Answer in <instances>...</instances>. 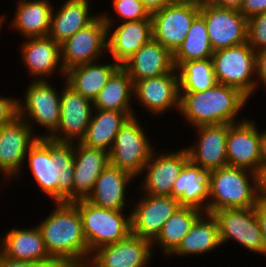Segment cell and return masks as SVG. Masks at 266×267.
Masks as SVG:
<instances>
[{
	"mask_svg": "<svg viewBox=\"0 0 266 267\" xmlns=\"http://www.w3.org/2000/svg\"><path fill=\"white\" fill-rule=\"evenodd\" d=\"M25 162L41 193L53 202H72L74 143L38 138L27 152Z\"/></svg>",
	"mask_w": 266,
	"mask_h": 267,
	"instance_id": "obj_1",
	"label": "cell"
},
{
	"mask_svg": "<svg viewBox=\"0 0 266 267\" xmlns=\"http://www.w3.org/2000/svg\"><path fill=\"white\" fill-rule=\"evenodd\" d=\"M248 101L239 89L216 82L202 92H180L179 113L193 129L202 125L235 124L246 119L237 117Z\"/></svg>",
	"mask_w": 266,
	"mask_h": 267,
	"instance_id": "obj_2",
	"label": "cell"
},
{
	"mask_svg": "<svg viewBox=\"0 0 266 267\" xmlns=\"http://www.w3.org/2000/svg\"><path fill=\"white\" fill-rule=\"evenodd\" d=\"M54 206L37 224L47 253L62 263L90 260L78 207L73 202H54Z\"/></svg>",
	"mask_w": 266,
	"mask_h": 267,
	"instance_id": "obj_3",
	"label": "cell"
},
{
	"mask_svg": "<svg viewBox=\"0 0 266 267\" xmlns=\"http://www.w3.org/2000/svg\"><path fill=\"white\" fill-rule=\"evenodd\" d=\"M208 177V213L256 207L261 200L260 175L252 170L226 166L208 172Z\"/></svg>",
	"mask_w": 266,
	"mask_h": 267,
	"instance_id": "obj_4",
	"label": "cell"
},
{
	"mask_svg": "<svg viewBox=\"0 0 266 267\" xmlns=\"http://www.w3.org/2000/svg\"><path fill=\"white\" fill-rule=\"evenodd\" d=\"M79 210L89 252L120 242L131 234V213L96 206L86 199L73 202Z\"/></svg>",
	"mask_w": 266,
	"mask_h": 267,
	"instance_id": "obj_5",
	"label": "cell"
},
{
	"mask_svg": "<svg viewBox=\"0 0 266 267\" xmlns=\"http://www.w3.org/2000/svg\"><path fill=\"white\" fill-rule=\"evenodd\" d=\"M212 62L217 83L235 87L249 99L255 94L256 52L248 42L214 52Z\"/></svg>",
	"mask_w": 266,
	"mask_h": 267,
	"instance_id": "obj_6",
	"label": "cell"
},
{
	"mask_svg": "<svg viewBox=\"0 0 266 267\" xmlns=\"http://www.w3.org/2000/svg\"><path fill=\"white\" fill-rule=\"evenodd\" d=\"M50 83L49 80L30 81L26 85L23 101L18 99V116L31 126L34 133L35 127L47 130L44 134L40 133V138H48L60 121L61 91Z\"/></svg>",
	"mask_w": 266,
	"mask_h": 267,
	"instance_id": "obj_7",
	"label": "cell"
},
{
	"mask_svg": "<svg viewBox=\"0 0 266 267\" xmlns=\"http://www.w3.org/2000/svg\"><path fill=\"white\" fill-rule=\"evenodd\" d=\"M137 116L130 117L116 134L109 153L110 165L130 173L135 178L140 177L145 164L153 150L143 125ZM145 131V132H144Z\"/></svg>",
	"mask_w": 266,
	"mask_h": 267,
	"instance_id": "obj_8",
	"label": "cell"
},
{
	"mask_svg": "<svg viewBox=\"0 0 266 267\" xmlns=\"http://www.w3.org/2000/svg\"><path fill=\"white\" fill-rule=\"evenodd\" d=\"M212 214L217 220L221 246L236 241L251 253L266 256L255 207L222 209Z\"/></svg>",
	"mask_w": 266,
	"mask_h": 267,
	"instance_id": "obj_9",
	"label": "cell"
},
{
	"mask_svg": "<svg viewBox=\"0 0 266 267\" xmlns=\"http://www.w3.org/2000/svg\"><path fill=\"white\" fill-rule=\"evenodd\" d=\"M60 121L48 139L59 143L81 142L86 135L94 110L93 101L83 97L62 78Z\"/></svg>",
	"mask_w": 266,
	"mask_h": 267,
	"instance_id": "obj_10",
	"label": "cell"
},
{
	"mask_svg": "<svg viewBox=\"0 0 266 267\" xmlns=\"http://www.w3.org/2000/svg\"><path fill=\"white\" fill-rule=\"evenodd\" d=\"M107 43V25L100 14L92 23L61 44V61L65 72L106 58Z\"/></svg>",
	"mask_w": 266,
	"mask_h": 267,
	"instance_id": "obj_11",
	"label": "cell"
},
{
	"mask_svg": "<svg viewBox=\"0 0 266 267\" xmlns=\"http://www.w3.org/2000/svg\"><path fill=\"white\" fill-rule=\"evenodd\" d=\"M133 97L142 109L153 117L163 113L179 112L180 85L178 70L157 77L146 78L134 83Z\"/></svg>",
	"mask_w": 266,
	"mask_h": 267,
	"instance_id": "obj_12",
	"label": "cell"
},
{
	"mask_svg": "<svg viewBox=\"0 0 266 267\" xmlns=\"http://www.w3.org/2000/svg\"><path fill=\"white\" fill-rule=\"evenodd\" d=\"M214 52L247 42V19L237 9L204 2L200 8Z\"/></svg>",
	"mask_w": 266,
	"mask_h": 267,
	"instance_id": "obj_13",
	"label": "cell"
},
{
	"mask_svg": "<svg viewBox=\"0 0 266 267\" xmlns=\"http://www.w3.org/2000/svg\"><path fill=\"white\" fill-rule=\"evenodd\" d=\"M156 150H153L140 174L144 177L138 189L140 193L153 196H171L176 178L189 160V155L184 147L168 153Z\"/></svg>",
	"mask_w": 266,
	"mask_h": 267,
	"instance_id": "obj_14",
	"label": "cell"
},
{
	"mask_svg": "<svg viewBox=\"0 0 266 267\" xmlns=\"http://www.w3.org/2000/svg\"><path fill=\"white\" fill-rule=\"evenodd\" d=\"M100 14L107 25V55L120 65L153 38L152 19L117 24L114 15L106 11Z\"/></svg>",
	"mask_w": 266,
	"mask_h": 267,
	"instance_id": "obj_15",
	"label": "cell"
},
{
	"mask_svg": "<svg viewBox=\"0 0 266 267\" xmlns=\"http://www.w3.org/2000/svg\"><path fill=\"white\" fill-rule=\"evenodd\" d=\"M38 138L19 116L0 127V168L11 180L22 175L26 154Z\"/></svg>",
	"mask_w": 266,
	"mask_h": 267,
	"instance_id": "obj_16",
	"label": "cell"
},
{
	"mask_svg": "<svg viewBox=\"0 0 266 267\" xmlns=\"http://www.w3.org/2000/svg\"><path fill=\"white\" fill-rule=\"evenodd\" d=\"M139 199L131 204V234L154 241L164 223L180 207L177 199L171 196H153L141 193Z\"/></svg>",
	"mask_w": 266,
	"mask_h": 267,
	"instance_id": "obj_17",
	"label": "cell"
},
{
	"mask_svg": "<svg viewBox=\"0 0 266 267\" xmlns=\"http://www.w3.org/2000/svg\"><path fill=\"white\" fill-rule=\"evenodd\" d=\"M201 6L168 5L151 14L153 38L174 54L182 45Z\"/></svg>",
	"mask_w": 266,
	"mask_h": 267,
	"instance_id": "obj_18",
	"label": "cell"
},
{
	"mask_svg": "<svg viewBox=\"0 0 266 267\" xmlns=\"http://www.w3.org/2000/svg\"><path fill=\"white\" fill-rule=\"evenodd\" d=\"M20 50L21 61L29 76H32V81L53 79L52 76L56 73L59 77L65 78L66 72L61 61V44L49 36L25 38Z\"/></svg>",
	"mask_w": 266,
	"mask_h": 267,
	"instance_id": "obj_19",
	"label": "cell"
},
{
	"mask_svg": "<svg viewBox=\"0 0 266 267\" xmlns=\"http://www.w3.org/2000/svg\"><path fill=\"white\" fill-rule=\"evenodd\" d=\"M260 140L261 131L255 120L247 117L244 121L229 124L226 144L228 166L246 168L259 174Z\"/></svg>",
	"mask_w": 266,
	"mask_h": 267,
	"instance_id": "obj_20",
	"label": "cell"
},
{
	"mask_svg": "<svg viewBox=\"0 0 266 267\" xmlns=\"http://www.w3.org/2000/svg\"><path fill=\"white\" fill-rule=\"evenodd\" d=\"M195 129L196 142L185 146L189 159L206 172L228 166L226 144L229 124L202 125Z\"/></svg>",
	"mask_w": 266,
	"mask_h": 267,
	"instance_id": "obj_21",
	"label": "cell"
},
{
	"mask_svg": "<svg viewBox=\"0 0 266 267\" xmlns=\"http://www.w3.org/2000/svg\"><path fill=\"white\" fill-rule=\"evenodd\" d=\"M154 252L152 241L130 234L94 251L90 261L96 267H147Z\"/></svg>",
	"mask_w": 266,
	"mask_h": 267,
	"instance_id": "obj_22",
	"label": "cell"
},
{
	"mask_svg": "<svg viewBox=\"0 0 266 267\" xmlns=\"http://www.w3.org/2000/svg\"><path fill=\"white\" fill-rule=\"evenodd\" d=\"M109 164L108 152L87 147L81 142L74 143L72 202L89 196L97 178Z\"/></svg>",
	"mask_w": 266,
	"mask_h": 267,
	"instance_id": "obj_23",
	"label": "cell"
},
{
	"mask_svg": "<svg viewBox=\"0 0 266 267\" xmlns=\"http://www.w3.org/2000/svg\"><path fill=\"white\" fill-rule=\"evenodd\" d=\"M135 179L130 173L109 164L97 178L86 200L106 209L125 210V206L132 204L128 203L127 195Z\"/></svg>",
	"mask_w": 266,
	"mask_h": 267,
	"instance_id": "obj_24",
	"label": "cell"
},
{
	"mask_svg": "<svg viewBox=\"0 0 266 267\" xmlns=\"http://www.w3.org/2000/svg\"><path fill=\"white\" fill-rule=\"evenodd\" d=\"M121 67L133 84L146 78L167 74L175 69L173 54L154 38L145 43Z\"/></svg>",
	"mask_w": 266,
	"mask_h": 267,
	"instance_id": "obj_25",
	"label": "cell"
},
{
	"mask_svg": "<svg viewBox=\"0 0 266 267\" xmlns=\"http://www.w3.org/2000/svg\"><path fill=\"white\" fill-rule=\"evenodd\" d=\"M171 197L177 199L180 206L194 207L208 213V172L189 159L176 178Z\"/></svg>",
	"mask_w": 266,
	"mask_h": 267,
	"instance_id": "obj_26",
	"label": "cell"
},
{
	"mask_svg": "<svg viewBox=\"0 0 266 267\" xmlns=\"http://www.w3.org/2000/svg\"><path fill=\"white\" fill-rule=\"evenodd\" d=\"M88 0H65L51 14L50 31L48 36L62 44L79 30L92 23L100 13H91Z\"/></svg>",
	"mask_w": 266,
	"mask_h": 267,
	"instance_id": "obj_27",
	"label": "cell"
},
{
	"mask_svg": "<svg viewBox=\"0 0 266 267\" xmlns=\"http://www.w3.org/2000/svg\"><path fill=\"white\" fill-rule=\"evenodd\" d=\"M10 28L22 38L45 37L50 31L53 2L50 0H18Z\"/></svg>",
	"mask_w": 266,
	"mask_h": 267,
	"instance_id": "obj_28",
	"label": "cell"
},
{
	"mask_svg": "<svg viewBox=\"0 0 266 267\" xmlns=\"http://www.w3.org/2000/svg\"><path fill=\"white\" fill-rule=\"evenodd\" d=\"M15 226L0 236L2 253L15 260L41 262L51 257L46 251L39 228H17Z\"/></svg>",
	"mask_w": 266,
	"mask_h": 267,
	"instance_id": "obj_29",
	"label": "cell"
},
{
	"mask_svg": "<svg viewBox=\"0 0 266 267\" xmlns=\"http://www.w3.org/2000/svg\"><path fill=\"white\" fill-rule=\"evenodd\" d=\"M135 111H112L94 109L86 135L81 141L87 147L110 153L116 134Z\"/></svg>",
	"mask_w": 266,
	"mask_h": 267,
	"instance_id": "obj_30",
	"label": "cell"
},
{
	"mask_svg": "<svg viewBox=\"0 0 266 267\" xmlns=\"http://www.w3.org/2000/svg\"><path fill=\"white\" fill-rule=\"evenodd\" d=\"M121 67L118 62L102 60L76 66L66 71L65 81L83 97L94 100L112 75Z\"/></svg>",
	"mask_w": 266,
	"mask_h": 267,
	"instance_id": "obj_31",
	"label": "cell"
},
{
	"mask_svg": "<svg viewBox=\"0 0 266 267\" xmlns=\"http://www.w3.org/2000/svg\"><path fill=\"white\" fill-rule=\"evenodd\" d=\"M221 247L217 220L211 213L203 212L194 222L188 234L170 257L199 256Z\"/></svg>",
	"mask_w": 266,
	"mask_h": 267,
	"instance_id": "obj_32",
	"label": "cell"
},
{
	"mask_svg": "<svg viewBox=\"0 0 266 267\" xmlns=\"http://www.w3.org/2000/svg\"><path fill=\"white\" fill-rule=\"evenodd\" d=\"M203 212L194 207L180 206L164 223L163 228L152 242L153 249H160L164 257H169L188 234L196 219Z\"/></svg>",
	"mask_w": 266,
	"mask_h": 267,
	"instance_id": "obj_33",
	"label": "cell"
},
{
	"mask_svg": "<svg viewBox=\"0 0 266 267\" xmlns=\"http://www.w3.org/2000/svg\"><path fill=\"white\" fill-rule=\"evenodd\" d=\"M134 84L128 73L120 67L93 100L94 109L134 111Z\"/></svg>",
	"mask_w": 266,
	"mask_h": 267,
	"instance_id": "obj_34",
	"label": "cell"
},
{
	"mask_svg": "<svg viewBox=\"0 0 266 267\" xmlns=\"http://www.w3.org/2000/svg\"><path fill=\"white\" fill-rule=\"evenodd\" d=\"M213 53L204 18L199 14L182 45L173 54L174 66L177 69L184 62L209 59Z\"/></svg>",
	"mask_w": 266,
	"mask_h": 267,
	"instance_id": "obj_35",
	"label": "cell"
},
{
	"mask_svg": "<svg viewBox=\"0 0 266 267\" xmlns=\"http://www.w3.org/2000/svg\"><path fill=\"white\" fill-rule=\"evenodd\" d=\"M177 70L180 92H202L216 83L212 58L184 62Z\"/></svg>",
	"mask_w": 266,
	"mask_h": 267,
	"instance_id": "obj_36",
	"label": "cell"
},
{
	"mask_svg": "<svg viewBox=\"0 0 266 267\" xmlns=\"http://www.w3.org/2000/svg\"><path fill=\"white\" fill-rule=\"evenodd\" d=\"M112 6L119 23L152 19L141 0H112Z\"/></svg>",
	"mask_w": 266,
	"mask_h": 267,
	"instance_id": "obj_37",
	"label": "cell"
},
{
	"mask_svg": "<svg viewBox=\"0 0 266 267\" xmlns=\"http://www.w3.org/2000/svg\"><path fill=\"white\" fill-rule=\"evenodd\" d=\"M247 42L255 52L266 49V11L247 20Z\"/></svg>",
	"mask_w": 266,
	"mask_h": 267,
	"instance_id": "obj_38",
	"label": "cell"
},
{
	"mask_svg": "<svg viewBox=\"0 0 266 267\" xmlns=\"http://www.w3.org/2000/svg\"><path fill=\"white\" fill-rule=\"evenodd\" d=\"M16 97H6L0 94V127L12 122L18 116L19 97Z\"/></svg>",
	"mask_w": 266,
	"mask_h": 267,
	"instance_id": "obj_39",
	"label": "cell"
},
{
	"mask_svg": "<svg viewBox=\"0 0 266 267\" xmlns=\"http://www.w3.org/2000/svg\"><path fill=\"white\" fill-rule=\"evenodd\" d=\"M61 264L62 262L56 258H50L41 262H29L9 258L3 253L0 258V267H60Z\"/></svg>",
	"mask_w": 266,
	"mask_h": 267,
	"instance_id": "obj_40",
	"label": "cell"
},
{
	"mask_svg": "<svg viewBox=\"0 0 266 267\" xmlns=\"http://www.w3.org/2000/svg\"><path fill=\"white\" fill-rule=\"evenodd\" d=\"M239 11L248 20L266 11V0H244Z\"/></svg>",
	"mask_w": 266,
	"mask_h": 267,
	"instance_id": "obj_41",
	"label": "cell"
},
{
	"mask_svg": "<svg viewBox=\"0 0 266 267\" xmlns=\"http://www.w3.org/2000/svg\"><path fill=\"white\" fill-rule=\"evenodd\" d=\"M256 79L257 88H262L266 91V49L256 52Z\"/></svg>",
	"mask_w": 266,
	"mask_h": 267,
	"instance_id": "obj_42",
	"label": "cell"
},
{
	"mask_svg": "<svg viewBox=\"0 0 266 267\" xmlns=\"http://www.w3.org/2000/svg\"><path fill=\"white\" fill-rule=\"evenodd\" d=\"M255 210L260 224L263 242L266 250V201L261 199L256 205Z\"/></svg>",
	"mask_w": 266,
	"mask_h": 267,
	"instance_id": "obj_43",
	"label": "cell"
},
{
	"mask_svg": "<svg viewBox=\"0 0 266 267\" xmlns=\"http://www.w3.org/2000/svg\"><path fill=\"white\" fill-rule=\"evenodd\" d=\"M141 2L150 14L171 5L170 0H141Z\"/></svg>",
	"mask_w": 266,
	"mask_h": 267,
	"instance_id": "obj_44",
	"label": "cell"
},
{
	"mask_svg": "<svg viewBox=\"0 0 266 267\" xmlns=\"http://www.w3.org/2000/svg\"><path fill=\"white\" fill-rule=\"evenodd\" d=\"M244 0H205L206 3L211 5L222 7V8H232L240 10Z\"/></svg>",
	"mask_w": 266,
	"mask_h": 267,
	"instance_id": "obj_45",
	"label": "cell"
},
{
	"mask_svg": "<svg viewBox=\"0 0 266 267\" xmlns=\"http://www.w3.org/2000/svg\"><path fill=\"white\" fill-rule=\"evenodd\" d=\"M261 131L259 175L266 170V129Z\"/></svg>",
	"mask_w": 266,
	"mask_h": 267,
	"instance_id": "obj_46",
	"label": "cell"
},
{
	"mask_svg": "<svg viewBox=\"0 0 266 267\" xmlns=\"http://www.w3.org/2000/svg\"><path fill=\"white\" fill-rule=\"evenodd\" d=\"M205 0H170L171 5L201 6Z\"/></svg>",
	"mask_w": 266,
	"mask_h": 267,
	"instance_id": "obj_47",
	"label": "cell"
},
{
	"mask_svg": "<svg viewBox=\"0 0 266 267\" xmlns=\"http://www.w3.org/2000/svg\"><path fill=\"white\" fill-rule=\"evenodd\" d=\"M60 267H96L92 261L63 262Z\"/></svg>",
	"mask_w": 266,
	"mask_h": 267,
	"instance_id": "obj_48",
	"label": "cell"
},
{
	"mask_svg": "<svg viewBox=\"0 0 266 267\" xmlns=\"http://www.w3.org/2000/svg\"><path fill=\"white\" fill-rule=\"evenodd\" d=\"M260 196L266 201V170L260 175Z\"/></svg>",
	"mask_w": 266,
	"mask_h": 267,
	"instance_id": "obj_49",
	"label": "cell"
},
{
	"mask_svg": "<svg viewBox=\"0 0 266 267\" xmlns=\"http://www.w3.org/2000/svg\"><path fill=\"white\" fill-rule=\"evenodd\" d=\"M6 16L7 15H4V14L0 16V30L2 29L4 21H6V19H7ZM0 33H1V31H0Z\"/></svg>",
	"mask_w": 266,
	"mask_h": 267,
	"instance_id": "obj_50",
	"label": "cell"
},
{
	"mask_svg": "<svg viewBox=\"0 0 266 267\" xmlns=\"http://www.w3.org/2000/svg\"><path fill=\"white\" fill-rule=\"evenodd\" d=\"M0 173H2V174H0L1 176H3V178L5 179H3L2 178V180L5 182H9L11 179L1 170V168H0Z\"/></svg>",
	"mask_w": 266,
	"mask_h": 267,
	"instance_id": "obj_51",
	"label": "cell"
},
{
	"mask_svg": "<svg viewBox=\"0 0 266 267\" xmlns=\"http://www.w3.org/2000/svg\"><path fill=\"white\" fill-rule=\"evenodd\" d=\"M1 255H2V247H1V244H0V258H1Z\"/></svg>",
	"mask_w": 266,
	"mask_h": 267,
	"instance_id": "obj_52",
	"label": "cell"
}]
</instances>
